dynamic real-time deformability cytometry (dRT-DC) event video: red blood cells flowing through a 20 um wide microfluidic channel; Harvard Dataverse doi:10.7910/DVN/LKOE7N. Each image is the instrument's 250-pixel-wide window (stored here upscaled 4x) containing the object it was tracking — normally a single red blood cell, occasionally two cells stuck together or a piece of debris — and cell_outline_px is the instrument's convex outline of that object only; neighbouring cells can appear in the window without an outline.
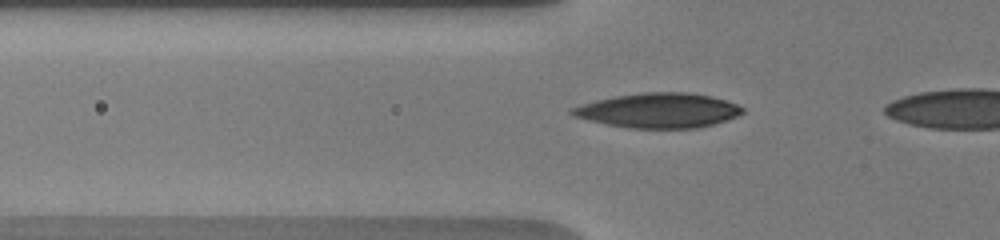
{"species": "human", "species_latin": "Homo sapiens", "temperature_condition": "warm", "stored_images_in_passage": 5, "camera_frame_rate_fps": 3000, "um_per_image_px": 0.085, "donor": {"sex": "male"}, "frame": {"image": 1, "passage_image": 2, "time_ms": 0.333, "image_size_px": [1000, 240], "cell_outline_px": [[744, 112], [728, 120], [696, 128], [632, 128], [608, 124], [588, 120], [572, 116], [568, 112], [572, 108], [596, 100], [616, 96], [644, 92], [688, 92], [712, 96], [736, 104], [744, 108]], "centroid_in_image_um": [55.99, 9.38], "position_along_channel_um": 69.8, "area_um2": 34.28}}